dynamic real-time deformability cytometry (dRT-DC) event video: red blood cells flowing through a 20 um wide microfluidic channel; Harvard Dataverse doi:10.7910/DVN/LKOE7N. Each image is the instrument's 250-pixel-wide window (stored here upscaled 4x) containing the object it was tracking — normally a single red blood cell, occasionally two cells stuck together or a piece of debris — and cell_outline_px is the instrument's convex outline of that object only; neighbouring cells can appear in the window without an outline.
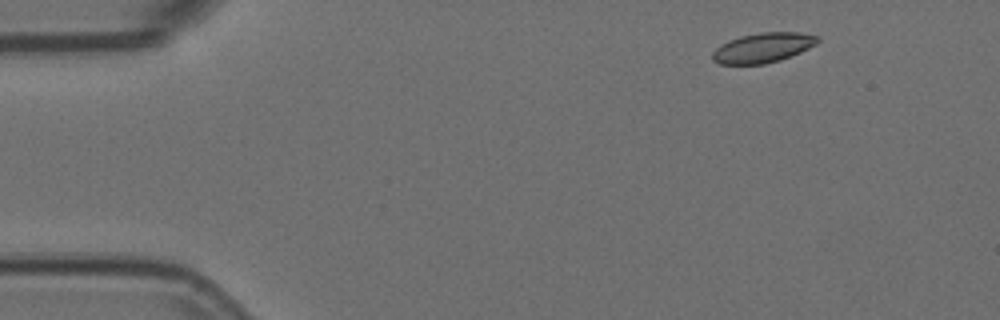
{"species": "Egyptian fruit bat (a non-hibernating species)", "species_latin": "Rousettus aegyptiacus", "temperature_condition": "room temperature", "stored_images_in_passage": 4, "camera_frame_rate_fps": 3000, "um_per_image_px": 0.085, "animal": {"sex": "female"}, "frame": {"image": 1, "passage_image": 1, "time_ms": 0.0, "image_size_px": [1000, 320], "cell_outline_px": [[820, 40], [816, 44], [792, 56], [780, 60], [764, 64], [720, 64], [712, 60], [712, 52], [720, 44], [728, 40], [740, 36], [760, 32], [800, 32], [820, 36]], "centroid_in_image_um": [64.85, 4.05], "position_along_channel_um": 20.2, "area_um2": 18.44}}
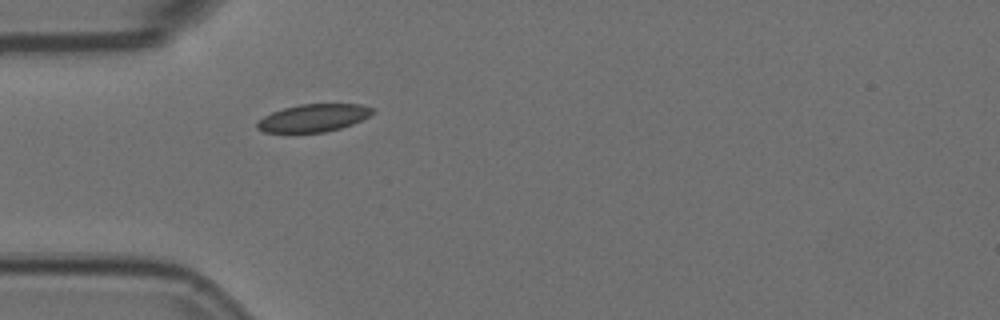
{"frame": {"image": 2, "passage_image": 4, "time_ms": 1.0, "image_size_px": [1000, 320], "cell_outline_px": [[376, 112], [352, 124], [340, 128], [324, 132], [264, 132], [256, 128], [256, 124], [264, 116], [272, 112], [284, 108], [300, 104], [360, 104], [372, 108]], "centroid_in_image_um": [26.64, 10.02], "position_along_channel_um": 58.4, "area_um2": 18.38}}